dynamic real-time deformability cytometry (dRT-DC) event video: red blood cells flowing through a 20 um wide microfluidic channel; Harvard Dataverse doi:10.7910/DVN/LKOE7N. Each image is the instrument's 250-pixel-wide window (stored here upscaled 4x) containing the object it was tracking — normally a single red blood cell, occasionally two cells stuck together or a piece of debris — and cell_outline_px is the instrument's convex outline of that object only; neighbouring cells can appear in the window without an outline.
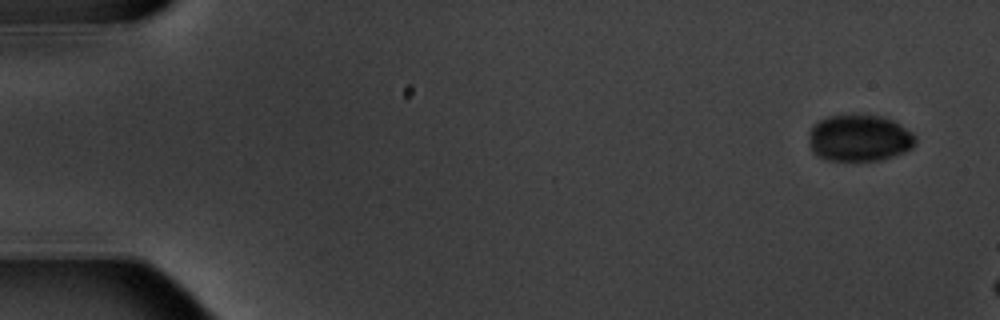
{"species": "common noctule bat (a hibernating species)", "species_latin": "Nyctalus noctula", "temperature_condition": "warm", "stored_images_in_passage": 4, "camera_frame_rate_fps": 3000, "um_per_image_px": 0.085, "animal": {"sex": "male", "body_mass_g": 20.1, "forearm_length_mm": 53.5}, "frame": {"image": 1, "passage_image": 1, "time_ms": 0.0, "image_size_px": [1000, 320], "cell_outline_px": [[916, 144], [912, 148], [904, 152], [880, 160], [828, 160], [816, 156], [812, 152], [808, 136], [808, 132], [812, 124], [828, 116], [880, 116], [892, 120], [900, 124], [912, 132], [916, 136]], "centroid_in_image_um": [73.03, 11.75], "position_along_channel_um": 12.0, "area_um2": 28.96}}